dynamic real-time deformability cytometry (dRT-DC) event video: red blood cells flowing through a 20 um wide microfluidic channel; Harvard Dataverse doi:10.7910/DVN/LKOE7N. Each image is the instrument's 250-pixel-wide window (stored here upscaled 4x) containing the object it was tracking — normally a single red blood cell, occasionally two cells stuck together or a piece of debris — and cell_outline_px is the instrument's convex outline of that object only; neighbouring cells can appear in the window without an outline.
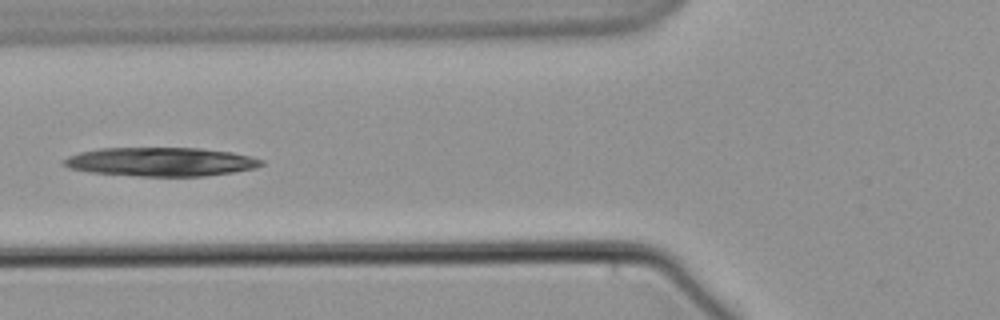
{"species": "common noctule bat (a hibernating species)", "species_latin": "Nyctalus noctula", "temperature_condition": "warm", "stored_images_in_passage": 9, "camera_frame_rate_fps": 3000, "um_per_image_px": 0.085, "animal": {"sex": "male", "body_mass_g": 21.5, "forearm_length_mm": 52.0}, "frame": {"image": 1, "passage_image": 7, "time_ms": 7.333, "image_size_px": [1000, 320], "cell_outline_px": [[264, 164], [256, 168], [232, 172], [204, 176], [140, 176], [88, 172], [68, 168], [60, 164], [68, 156], [80, 152], [100, 148], [200, 148], [232, 152], [264, 160]], "centroid_in_image_um": [13.64, 13.75], "position_along_channel_um": 112.2, "area_um2": 33.23}}
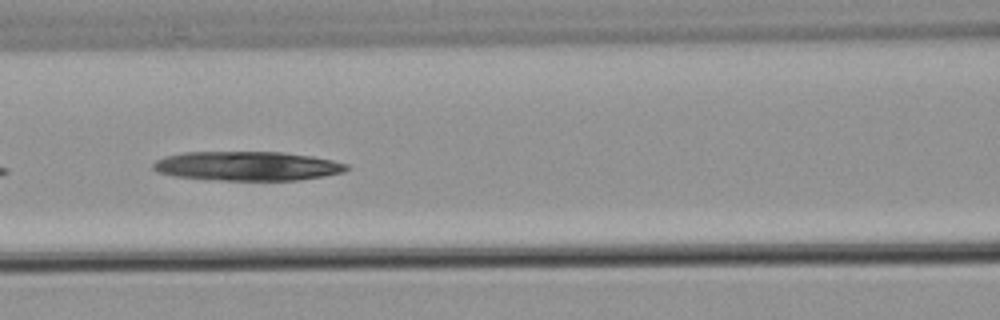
{"frame": {"image": 2, "passage_image": 8, "time_ms": 8.333, "image_size_px": [1000, 320], "cell_outline_px": [[348, 168], [344, 172], [324, 176], [300, 180], [220, 180], [172, 176], [156, 172], [152, 168], [152, 164], [156, 160], [164, 156], [184, 152], [284, 152], [312, 156], [332, 160], [348, 164]], "centroid_in_image_um": [20.99, 14.11], "position_along_channel_um": 145.6, "area_um2": 33.12}}